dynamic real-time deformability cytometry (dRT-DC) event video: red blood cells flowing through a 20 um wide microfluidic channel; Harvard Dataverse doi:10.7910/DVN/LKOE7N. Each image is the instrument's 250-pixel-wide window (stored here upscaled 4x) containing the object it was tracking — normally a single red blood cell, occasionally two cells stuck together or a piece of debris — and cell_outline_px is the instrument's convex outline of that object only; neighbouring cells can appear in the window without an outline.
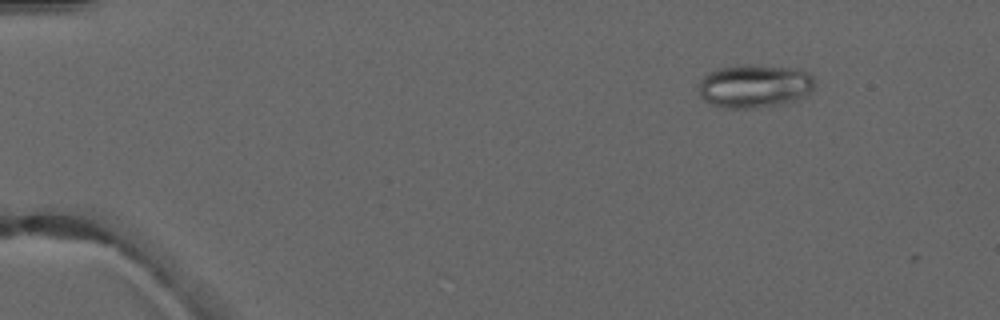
{"species": "common noctule bat (a hibernating species)", "species_latin": "Nyctalus noctula", "temperature_condition": "warm", "stored_images_in_passage": 3, "camera_frame_rate_fps": 3000, "um_per_image_px": 0.085, "animal": {"sex": "male", "forearm_length_mm": 52.5}, "frame": {"image": 1, "passage_image": 2, "time_ms": 1.0, "image_size_px": [1000, 320], "cell_outline_px": [[816, 88], [812, 92], [796, 100], [784, 104], [752, 108], [724, 108], [712, 104], [704, 100], [700, 96], [696, 84], [708, 72], [720, 68], [736, 64], [752, 64], [788, 68], [804, 72], [812, 76]], "centroid_in_image_um": [64.09, 7.32], "position_along_channel_um": 20.9, "area_um2": 29.65}}